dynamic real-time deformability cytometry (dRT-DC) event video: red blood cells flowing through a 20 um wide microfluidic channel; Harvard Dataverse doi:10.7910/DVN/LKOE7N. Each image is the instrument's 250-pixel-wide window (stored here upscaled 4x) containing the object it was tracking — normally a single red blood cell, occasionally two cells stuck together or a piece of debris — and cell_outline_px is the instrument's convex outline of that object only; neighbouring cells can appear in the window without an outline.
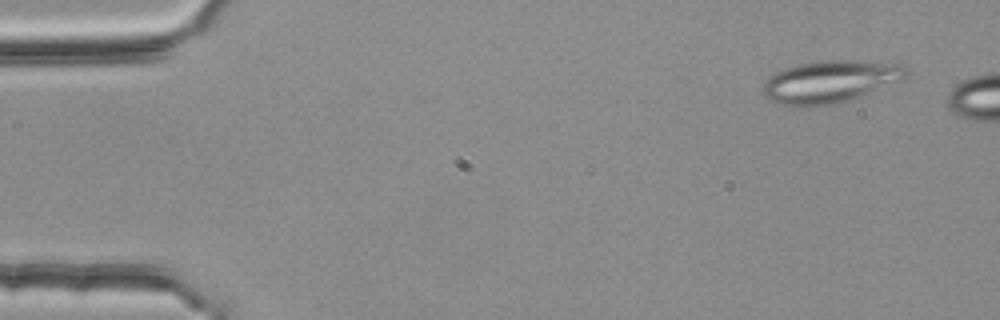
{"species": "common noctule bat (a hibernating species)", "species_latin": "Nyctalus noctula", "temperature_condition": "room temperature", "stored_images_in_passage": 49, "segment_of_instrument_passage": [1, 2], "camera_frame_rate_fps": 3000, "um_per_image_px": 0.085, "animal": {"sex": "female", "body_mass_g": 25.1}, "frame": {"image": 1, "passage_image": 4, "time_ms": 1.0, "image_size_px": [1000, 320], "cell_outline_px": [[908, 76], [904, 80], [836, 104], [800, 108], [780, 104], [768, 100], [764, 96], [760, 88], [776, 72], [784, 68], [800, 64], [820, 60], [848, 60], [904, 64], [908, 68]], "centroid_in_image_um": [70.56, 6.95], "position_along_channel_um": 14.4, "area_um2": 35.66}}